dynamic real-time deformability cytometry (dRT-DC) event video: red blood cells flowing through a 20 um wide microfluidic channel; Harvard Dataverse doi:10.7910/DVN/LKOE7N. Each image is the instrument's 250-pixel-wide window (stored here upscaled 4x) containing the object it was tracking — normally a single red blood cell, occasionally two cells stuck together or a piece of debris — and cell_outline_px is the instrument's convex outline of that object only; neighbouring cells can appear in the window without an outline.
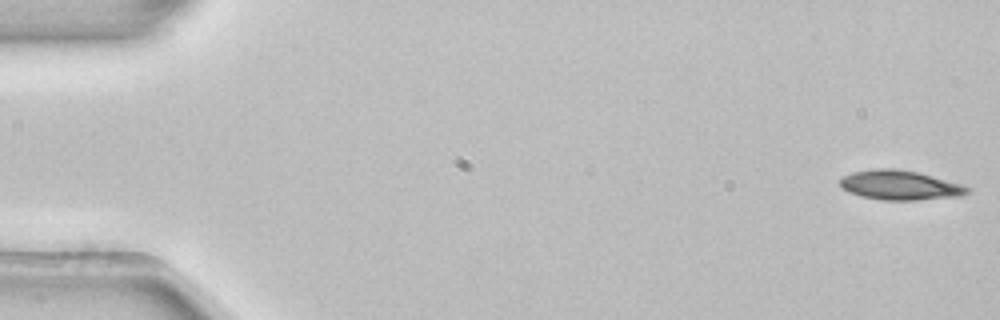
{"species": "common noctule bat (a hibernating species)", "species_latin": "Nyctalus noctula", "temperature_condition": "room temperature", "stored_images_in_passage": 5, "camera_frame_rate_fps": 3000, "um_per_image_px": 0.085, "animal": {"sex": "female", "body_mass_g": 22.7, "forearm_length_mm": 54.2}, "frame": {"image": 1, "passage_image": 1, "time_ms": 0.0, "image_size_px": [1000, 320], "cell_outline_px": [[972, 192], [960, 196], [916, 200], [880, 200], [860, 196], [848, 192], [840, 188], [840, 176], [852, 172], [872, 168], [892, 168], [920, 172], [960, 184], [972, 188]], "centroid_in_image_um": [76.47, 15.73], "position_along_channel_um": 8.5, "area_um2": 22.31}}
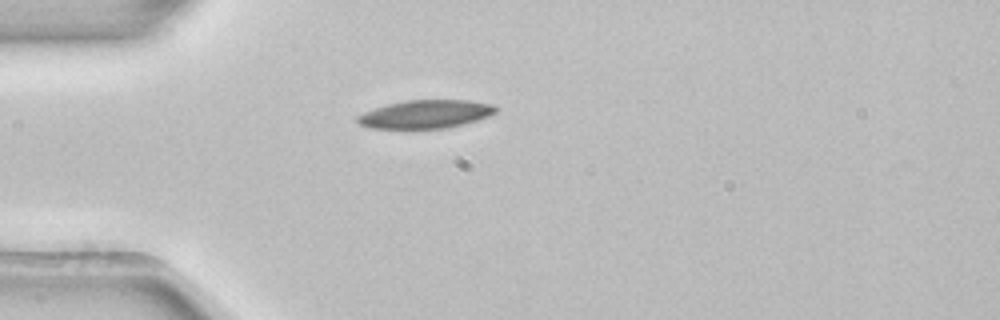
{"frame": {"image": 2, "passage_image": 5, "time_ms": 1.333, "image_size_px": [1000, 320], "cell_outline_px": [[500, 108], [496, 112], [488, 116], [476, 120], [448, 128], [368, 128], [360, 124], [356, 120], [356, 116], [364, 112], [388, 104], [408, 100], [468, 100], [492, 104]], "centroid_in_image_um": [36.19, 9.7], "position_along_channel_um": 48.8, "area_um2": 22.66}}